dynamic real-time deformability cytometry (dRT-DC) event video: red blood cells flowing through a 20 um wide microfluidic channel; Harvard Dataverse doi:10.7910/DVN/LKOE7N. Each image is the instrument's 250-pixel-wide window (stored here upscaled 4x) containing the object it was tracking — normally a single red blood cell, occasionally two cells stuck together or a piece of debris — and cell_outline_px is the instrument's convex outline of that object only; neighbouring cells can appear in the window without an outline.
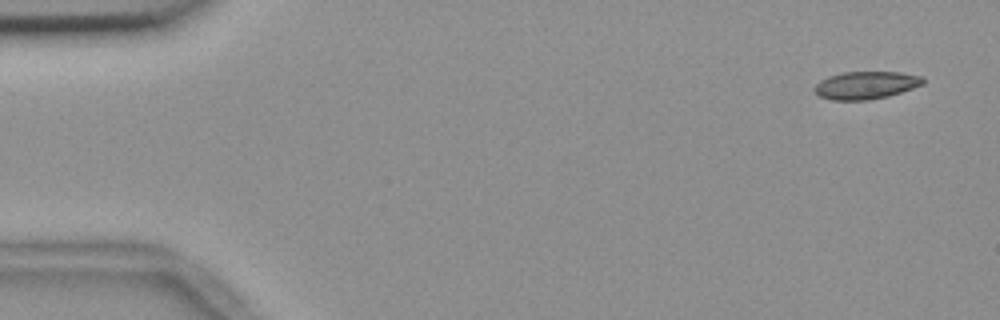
{"species": "common noctule bat (a hibernating species)", "species_latin": "Nyctalus noctula", "temperature_condition": "room temperature", "stored_images_in_passage": 5, "camera_frame_rate_fps": 3000, "um_per_image_px": 0.085, "animal": {"sex": "female", "body_mass_g": 18.4}, "frame": {"image": 1, "passage_image": 1, "time_ms": 0.0, "image_size_px": [1000, 320], "cell_outline_px": [[924, 84], [888, 96], [868, 100], [832, 100], [820, 96], [812, 88], [820, 80], [828, 76], [844, 72], [900, 72], [924, 76]], "centroid_in_image_um": [73.6, 7.23], "position_along_channel_um": 11.4, "area_um2": 17.51}}
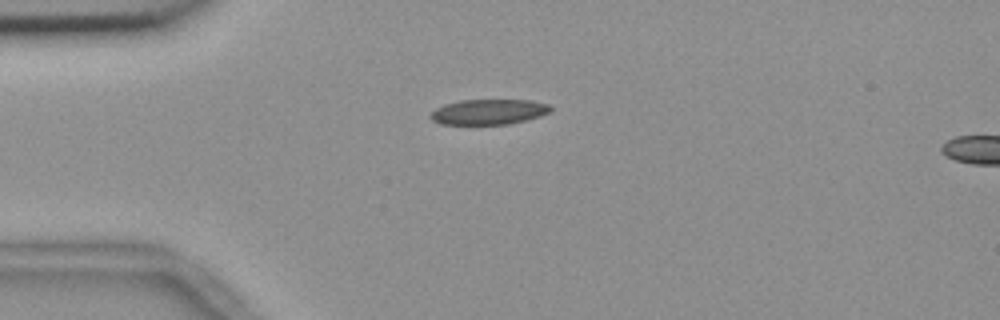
{"frame": {"image": 2, "passage_image": 4, "time_ms": 1.0, "image_size_px": [1000, 320], "cell_outline_px": [[552, 112], [528, 120], [508, 124], [440, 124], [432, 120], [428, 116], [436, 108], [444, 104], [460, 100], [528, 100], [548, 104], [552, 108]], "centroid_in_image_um": [41.54, 9.51], "position_along_channel_um": 43.5, "area_um2": 17.8}}